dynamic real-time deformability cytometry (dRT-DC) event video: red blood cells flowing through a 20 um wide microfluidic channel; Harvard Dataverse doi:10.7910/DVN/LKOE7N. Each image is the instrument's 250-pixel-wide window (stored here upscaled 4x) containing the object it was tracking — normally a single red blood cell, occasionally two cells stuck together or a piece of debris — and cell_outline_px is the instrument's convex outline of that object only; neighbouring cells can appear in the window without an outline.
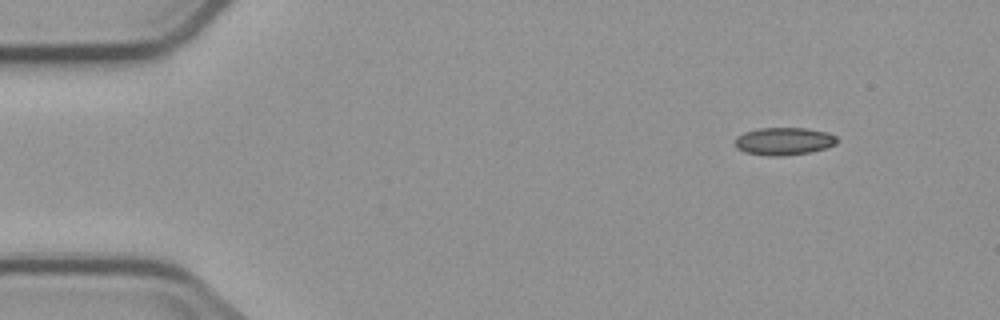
{"species": "common noctule bat (a hibernating species)", "species_latin": "Nyctalus noctula", "temperature_condition": "cold", "stored_images_in_passage": 6, "camera_frame_rate_fps": 3000, "um_per_image_px": 0.085, "animal": {"sex": "male", "body_mass_g": 23.1, "forearm_length_mm": 52.7}, "frame": {"image": 1, "passage_image": 6, "time_ms": 6.0, "image_size_px": [1000, 320], "cell_outline_px": [[836, 144], [824, 148], [808, 152], [784, 156], [768, 156], [744, 152], [736, 148], [736, 136], [744, 132], [756, 128], [808, 128], [828, 132], [836, 136]], "centroid_in_image_um": [66.6, 12.0], "position_along_channel_um": 18.4, "area_um2": 16.47}}